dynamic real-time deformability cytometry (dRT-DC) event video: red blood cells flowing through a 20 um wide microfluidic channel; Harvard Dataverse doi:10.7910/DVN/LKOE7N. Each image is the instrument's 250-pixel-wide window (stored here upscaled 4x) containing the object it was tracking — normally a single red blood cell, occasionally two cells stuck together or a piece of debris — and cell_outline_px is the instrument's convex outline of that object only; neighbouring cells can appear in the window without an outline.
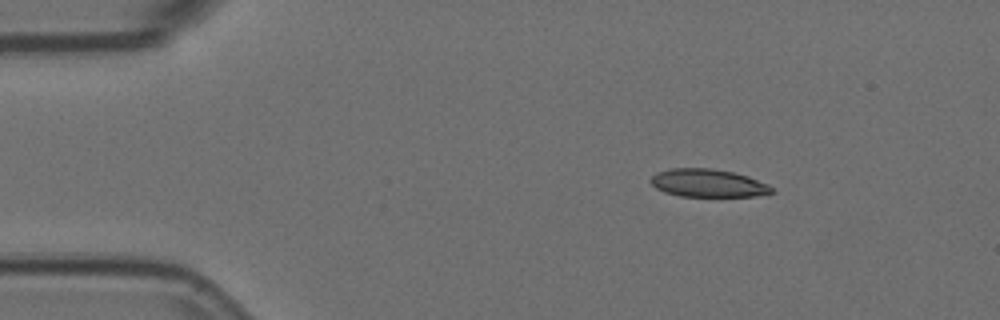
{"species": "Egyptian fruit bat (a non-hibernating species)", "species_latin": "Rousettus aegyptiacus", "temperature_condition": "room temperature", "stored_images_in_passage": 3, "camera_frame_rate_fps": 3000, "um_per_image_px": 0.085, "animal": {"sex": "female"}, "frame": {"image": 1, "passage_image": 1, "time_ms": 0.0, "image_size_px": [1000, 320], "cell_outline_px": [[772, 192], [756, 196], [680, 196], [664, 192], [656, 188], [648, 180], [656, 172], [668, 168], [712, 168], [732, 172], [748, 176], [768, 184], [772, 188]], "centroid_in_image_um": [60.13, 15.55], "position_along_channel_um": 24.9, "area_um2": 19.71}}